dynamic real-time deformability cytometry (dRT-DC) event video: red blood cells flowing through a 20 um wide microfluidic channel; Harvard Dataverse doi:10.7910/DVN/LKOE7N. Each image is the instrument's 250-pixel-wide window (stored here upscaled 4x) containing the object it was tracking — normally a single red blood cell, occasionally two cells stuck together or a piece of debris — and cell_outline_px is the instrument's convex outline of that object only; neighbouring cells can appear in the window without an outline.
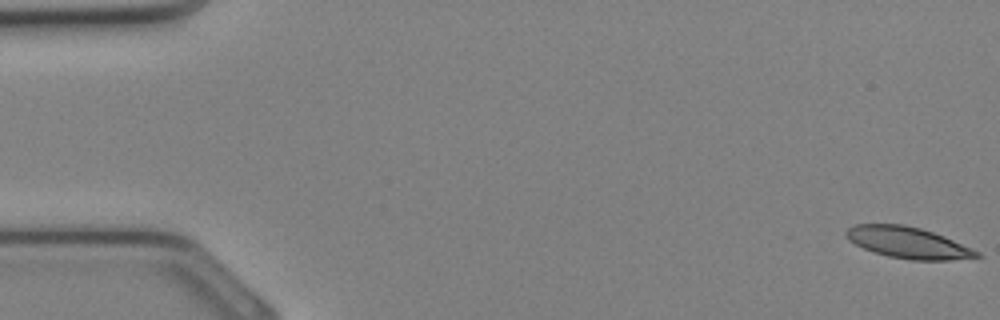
{"species": "Egyptian fruit bat (a non-hibernating species)", "species_latin": "Rousettus aegyptiacus", "temperature_condition": "cold", "stored_images_in_passage": 34, "camera_frame_rate_fps": 3000, "um_per_image_px": 0.085, "animal": {"sex": "female"}, "frame": {"image": 1, "passage_image": 1, "time_ms": 0.0, "image_size_px": [1000, 320], "cell_outline_px": [[984, 256], [948, 260], [912, 260], [888, 256], [864, 248], [848, 240], [844, 232], [852, 224], [904, 224], [920, 228], [944, 236], [980, 252]], "centroid_in_image_um": [77.17, 20.61], "position_along_channel_um": 7.8, "area_um2": 23.7}}
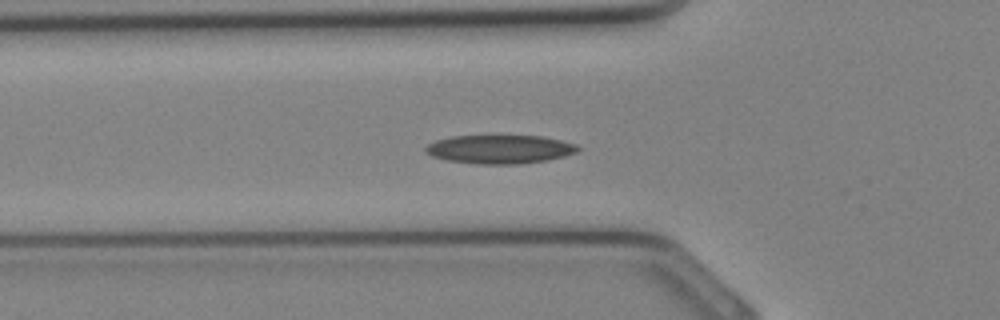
{"frame": {"image": 2, "passage_image": 12, "time_ms": 3.667, "image_size_px": [1000, 320], "cell_outline_px": [[580, 148], [576, 152], [564, 156], [548, 160], [520, 164], [476, 164], [448, 160], [432, 156], [424, 152], [424, 148], [428, 144], [436, 140], [452, 136], [540, 136], [560, 140], [576, 144]], "centroid_in_image_um": [42.47, 12.69], "position_along_channel_um": 83.3, "area_um2": 25.37}}
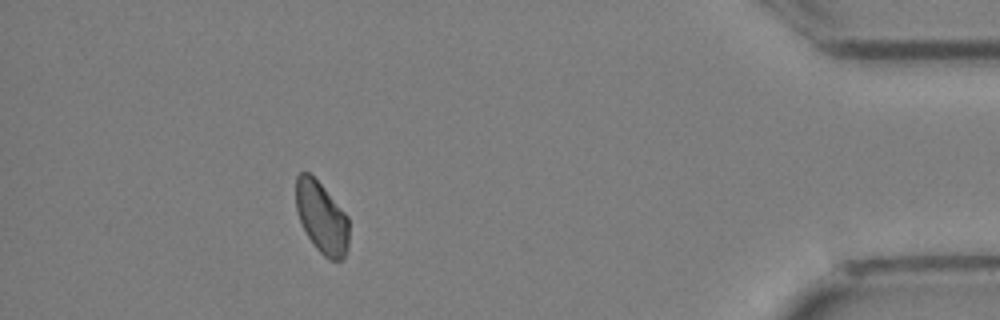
{"frame": {"image": 3, "passage_image": 31, "time_ms": 10.0, "image_size_px": [1000, 320], "cell_outline_px": [[348, 248], [344, 260], [328, 260], [316, 248], [308, 236], [296, 212], [296, 176], [300, 172], [308, 172], [324, 188], [348, 216]], "centroid_in_image_um": [27.35, 18.52], "position_along_channel_um": 407.9, "area_um2": 22.02}}